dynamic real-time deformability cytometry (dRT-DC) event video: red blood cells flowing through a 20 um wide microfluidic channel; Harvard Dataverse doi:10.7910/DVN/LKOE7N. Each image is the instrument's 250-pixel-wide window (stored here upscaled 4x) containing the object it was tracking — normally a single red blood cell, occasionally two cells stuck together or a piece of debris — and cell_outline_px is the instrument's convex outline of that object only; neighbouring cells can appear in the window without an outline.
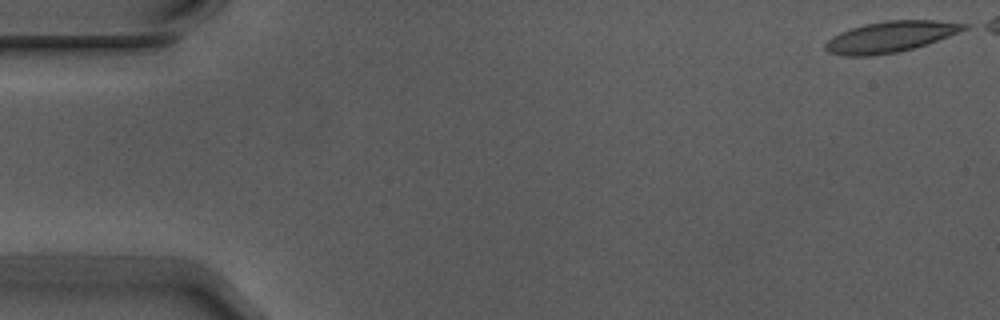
{"species": "Egyptian fruit bat (a non-hibernating species)", "species_latin": "Rousettus aegyptiacus", "temperature_condition": "warm", "stored_images_in_passage": 3, "camera_frame_rate_fps": 3000, "um_per_image_px": 0.085, "animal": {"sex": "male"}, "frame": {"image": 1, "passage_image": 1, "time_ms": 0.0, "image_size_px": [1000, 320], "cell_outline_px": [[972, 24], [968, 28], [948, 36], [900, 52], [872, 56], [844, 56], [828, 52], [824, 48], [824, 44], [832, 36], [840, 32], [864, 24], [888, 20], [936, 20]], "centroid_in_image_um": [75.66, 3.12], "position_along_channel_um": 9.3, "area_um2": 24.97}}